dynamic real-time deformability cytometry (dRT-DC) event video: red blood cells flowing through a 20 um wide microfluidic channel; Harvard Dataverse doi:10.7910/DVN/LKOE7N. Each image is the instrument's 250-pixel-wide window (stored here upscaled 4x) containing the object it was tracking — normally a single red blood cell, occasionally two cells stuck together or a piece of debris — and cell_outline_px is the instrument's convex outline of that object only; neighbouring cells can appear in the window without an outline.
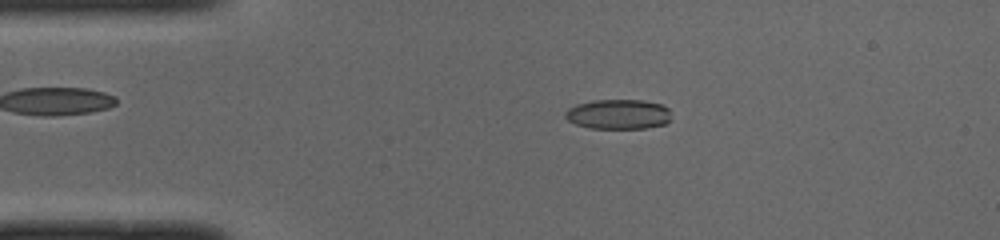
{"species": "common noctule bat (a hibernating species)", "species_latin": "Nyctalus noctula", "temperature_condition": "cold", "stored_images_in_passage": 49, "camera_frame_rate_fps": 3000, "um_per_image_px": 0.085, "animal": {"sex": "male", "body_mass_g": 19.0, "forearm_length_mm": 50.8}, "frame": {"image": 1, "passage_image": 9, "time_ms": 2.667, "image_size_px": [1000, 240], "cell_outline_px": [[672, 120], [664, 124], [648, 128], [588, 128], [576, 124], [568, 120], [564, 116], [564, 112], [568, 108], [576, 104], [592, 100], [644, 100], [660, 104], [668, 108]], "centroid_in_image_um": [52.55, 9.71], "position_along_channel_um": 32.4, "area_um2": 18.61}}
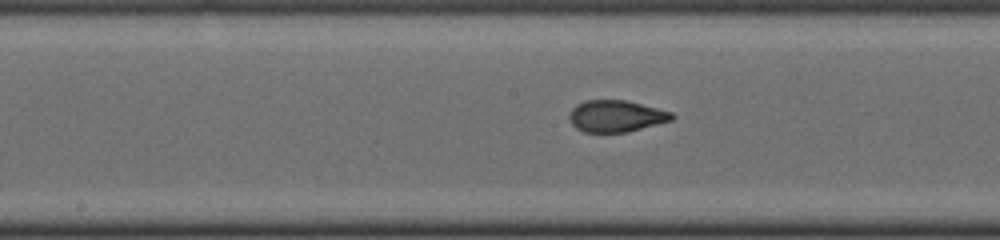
{"frame": {"image": 2, "passage_image": 24, "time_ms": 7.667, "image_size_px": [1000, 240], "cell_outline_px": [[676, 116], [672, 120], [628, 132], [584, 132], [576, 128], [572, 124], [568, 116], [572, 108], [576, 104], [584, 100], [624, 100], [672, 112]], "centroid_in_image_um": [52.34, 9.87], "position_along_channel_um": 195.9, "area_um2": 18.9}}
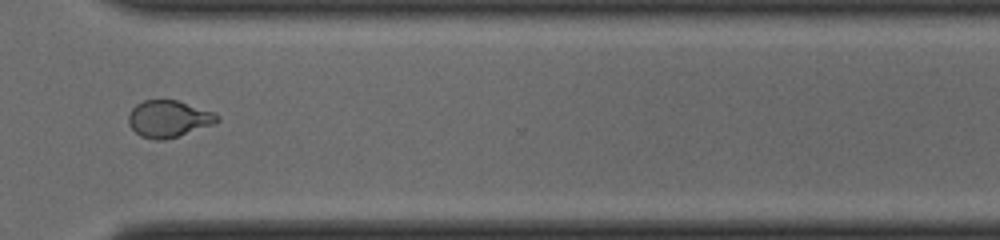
{"frame": {"image": 3, "passage_image": 36, "time_ms": 11.667, "image_size_px": [1000, 240], "cell_outline_px": [[220, 120], [212, 124], [164, 140], [156, 140], [140, 136], [128, 124], [128, 116], [132, 108], [136, 104], [144, 100], [176, 100], [216, 112], [220, 116]], "centroid_in_image_um": [14.32, 10.08], "position_along_channel_um": 356.3, "area_um2": 18.9}, "authors_computed_cell_mechanics": {"area_um2": 19.074, "velocity_mm_per_s": 4.001, "shape_relaxation_time_tau1_ms": 8.0576, "shape_relaxation_time_tau2_ms": 0.8242, "deformation_change_tau1": 0.2212, "deformation_change_tau2": 0.0668}}